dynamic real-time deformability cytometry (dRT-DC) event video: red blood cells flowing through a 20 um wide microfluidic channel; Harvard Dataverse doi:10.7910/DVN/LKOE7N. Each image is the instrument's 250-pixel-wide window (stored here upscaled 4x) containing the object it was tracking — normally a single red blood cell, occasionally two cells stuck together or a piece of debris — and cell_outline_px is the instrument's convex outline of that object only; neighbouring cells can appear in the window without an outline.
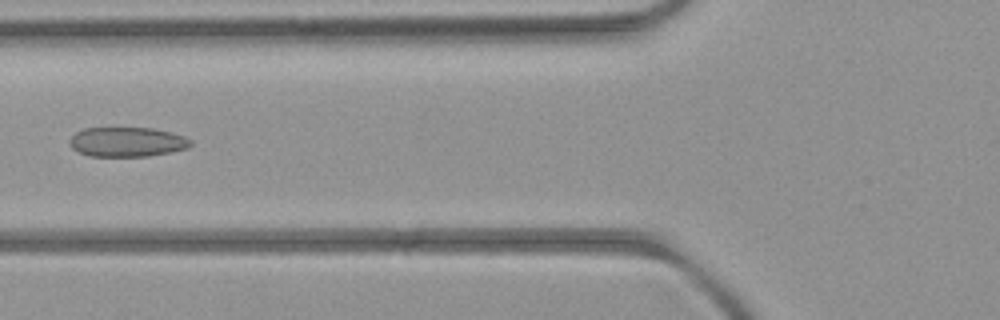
{"species": "common noctule bat (a hibernating species)", "species_latin": "Nyctalus noctula", "temperature_condition": "room temperature", "stored_images_in_passage": 6, "camera_frame_rate_fps": 3000, "um_per_image_px": 0.085, "animal": {"sex": "female", "body_mass_g": 21.9}, "frame": {"image": 1, "passage_image": 6, "time_ms": 6.0, "image_size_px": [1000, 320], "cell_outline_px": [[192, 144], [188, 148], [172, 152], [148, 156], [88, 156], [72, 148], [68, 140], [76, 132], [84, 128], [152, 128], [172, 132], [184, 136], [192, 140]], "centroid_in_image_um": [10.83, 12.06], "position_along_channel_um": 115.0, "area_um2": 20.98}}